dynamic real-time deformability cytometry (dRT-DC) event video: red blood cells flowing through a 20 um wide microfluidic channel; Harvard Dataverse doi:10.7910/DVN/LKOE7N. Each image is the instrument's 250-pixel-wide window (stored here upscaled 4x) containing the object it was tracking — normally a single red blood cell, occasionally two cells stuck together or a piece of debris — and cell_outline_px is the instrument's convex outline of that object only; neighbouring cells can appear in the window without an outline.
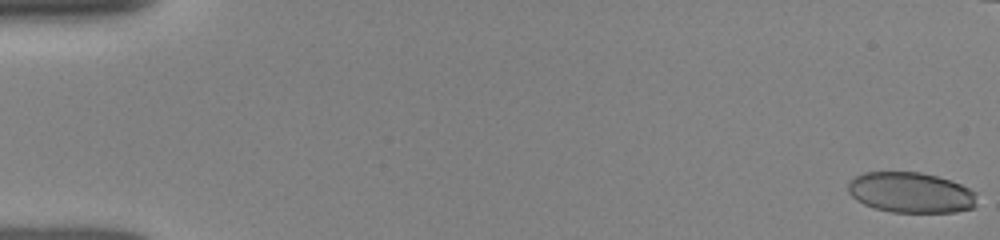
{"species": "human", "species_latin": "Homo sapiens", "temperature_condition": "room temperature", "stored_images_in_passage": 10, "camera_frame_rate_fps": 3000, "um_per_image_px": 0.085, "donor": {"sex": "female"}, "frame": {"image": 1, "passage_image": 1, "time_ms": 0.0, "image_size_px": [1000, 240], "cell_outline_px": [[976, 204], [972, 208], [956, 212], [892, 212], [876, 208], [864, 204], [856, 200], [848, 192], [848, 184], [856, 176], [864, 172], [920, 172], [936, 176], [960, 184], [976, 192]], "centroid_in_image_um": [77.42, 16.37], "position_along_channel_um": 7.6, "area_um2": 30.29}}